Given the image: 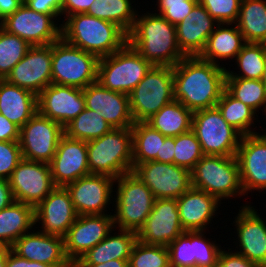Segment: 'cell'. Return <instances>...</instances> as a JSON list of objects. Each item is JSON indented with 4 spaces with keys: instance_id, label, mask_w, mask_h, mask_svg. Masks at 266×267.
<instances>
[{
    "instance_id": "cell-1",
    "label": "cell",
    "mask_w": 266,
    "mask_h": 267,
    "mask_svg": "<svg viewBox=\"0 0 266 267\" xmlns=\"http://www.w3.org/2000/svg\"><path fill=\"white\" fill-rule=\"evenodd\" d=\"M226 68L184 57L173 67L174 99L192 113L215 107L225 89Z\"/></svg>"
},
{
    "instance_id": "cell-2",
    "label": "cell",
    "mask_w": 266,
    "mask_h": 267,
    "mask_svg": "<svg viewBox=\"0 0 266 267\" xmlns=\"http://www.w3.org/2000/svg\"><path fill=\"white\" fill-rule=\"evenodd\" d=\"M128 43L153 66L174 67L185 57L178 47L176 26L156 13L136 15Z\"/></svg>"
},
{
    "instance_id": "cell-3",
    "label": "cell",
    "mask_w": 266,
    "mask_h": 267,
    "mask_svg": "<svg viewBox=\"0 0 266 267\" xmlns=\"http://www.w3.org/2000/svg\"><path fill=\"white\" fill-rule=\"evenodd\" d=\"M65 18L66 22L61 24V38L98 58L113 54L128 42V34L115 23L87 13Z\"/></svg>"
},
{
    "instance_id": "cell-4",
    "label": "cell",
    "mask_w": 266,
    "mask_h": 267,
    "mask_svg": "<svg viewBox=\"0 0 266 267\" xmlns=\"http://www.w3.org/2000/svg\"><path fill=\"white\" fill-rule=\"evenodd\" d=\"M90 174L114 179L133 170L131 128H113L103 136L87 142Z\"/></svg>"
},
{
    "instance_id": "cell-5",
    "label": "cell",
    "mask_w": 266,
    "mask_h": 267,
    "mask_svg": "<svg viewBox=\"0 0 266 267\" xmlns=\"http://www.w3.org/2000/svg\"><path fill=\"white\" fill-rule=\"evenodd\" d=\"M192 187L219 201L245 195L236 156L204 155L191 171Z\"/></svg>"
},
{
    "instance_id": "cell-6",
    "label": "cell",
    "mask_w": 266,
    "mask_h": 267,
    "mask_svg": "<svg viewBox=\"0 0 266 267\" xmlns=\"http://www.w3.org/2000/svg\"><path fill=\"white\" fill-rule=\"evenodd\" d=\"M116 214H113L115 227L119 230L138 232L149 216L156 198L149 187L133 172L115 179Z\"/></svg>"
},
{
    "instance_id": "cell-7",
    "label": "cell",
    "mask_w": 266,
    "mask_h": 267,
    "mask_svg": "<svg viewBox=\"0 0 266 267\" xmlns=\"http://www.w3.org/2000/svg\"><path fill=\"white\" fill-rule=\"evenodd\" d=\"M152 66L127 42L120 50L99 58L97 82L111 91L129 95Z\"/></svg>"
},
{
    "instance_id": "cell-8",
    "label": "cell",
    "mask_w": 266,
    "mask_h": 267,
    "mask_svg": "<svg viewBox=\"0 0 266 267\" xmlns=\"http://www.w3.org/2000/svg\"><path fill=\"white\" fill-rule=\"evenodd\" d=\"M174 100L173 67L152 66L129 94L134 123L146 122Z\"/></svg>"
},
{
    "instance_id": "cell-9",
    "label": "cell",
    "mask_w": 266,
    "mask_h": 267,
    "mask_svg": "<svg viewBox=\"0 0 266 267\" xmlns=\"http://www.w3.org/2000/svg\"><path fill=\"white\" fill-rule=\"evenodd\" d=\"M99 58L62 38L52 43V83L80 89L97 81Z\"/></svg>"
},
{
    "instance_id": "cell-10",
    "label": "cell",
    "mask_w": 266,
    "mask_h": 267,
    "mask_svg": "<svg viewBox=\"0 0 266 267\" xmlns=\"http://www.w3.org/2000/svg\"><path fill=\"white\" fill-rule=\"evenodd\" d=\"M191 130L204 155L236 156L242 135L225 121L216 106L193 112Z\"/></svg>"
},
{
    "instance_id": "cell-11",
    "label": "cell",
    "mask_w": 266,
    "mask_h": 267,
    "mask_svg": "<svg viewBox=\"0 0 266 267\" xmlns=\"http://www.w3.org/2000/svg\"><path fill=\"white\" fill-rule=\"evenodd\" d=\"M63 135L64 128L58 122L37 112L20 128L18 142L22 157L49 164Z\"/></svg>"
},
{
    "instance_id": "cell-12",
    "label": "cell",
    "mask_w": 266,
    "mask_h": 267,
    "mask_svg": "<svg viewBox=\"0 0 266 267\" xmlns=\"http://www.w3.org/2000/svg\"><path fill=\"white\" fill-rule=\"evenodd\" d=\"M58 16L60 15L38 13L23 3L2 20L0 26L31 46L49 45L61 38V25L55 24Z\"/></svg>"
},
{
    "instance_id": "cell-13",
    "label": "cell",
    "mask_w": 266,
    "mask_h": 267,
    "mask_svg": "<svg viewBox=\"0 0 266 267\" xmlns=\"http://www.w3.org/2000/svg\"><path fill=\"white\" fill-rule=\"evenodd\" d=\"M132 172L156 199H177L192 187L191 171L175 164L148 161L135 165Z\"/></svg>"
},
{
    "instance_id": "cell-14",
    "label": "cell",
    "mask_w": 266,
    "mask_h": 267,
    "mask_svg": "<svg viewBox=\"0 0 266 267\" xmlns=\"http://www.w3.org/2000/svg\"><path fill=\"white\" fill-rule=\"evenodd\" d=\"M8 180L14 200L34 207L56 187L48 163L24 158Z\"/></svg>"
},
{
    "instance_id": "cell-15",
    "label": "cell",
    "mask_w": 266,
    "mask_h": 267,
    "mask_svg": "<svg viewBox=\"0 0 266 267\" xmlns=\"http://www.w3.org/2000/svg\"><path fill=\"white\" fill-rule=\"evenodd\" d=\"M115 228L113 215H79L64 236L67 259L75 264L85 253L101 242Z\"/></svg>"
},
{
    "instance_id": "cell-16",
    "label": "cell",
    "mask_w": 266,
    "mask_h": 267,
    "mask_svg": "<svg viewBox=\"0 0 266 267\" xmlns=\"http://www.w3.org/2000/svg\"><path fill=\"white\" fill-rule=\"evenodd\" d=\"M6 80L38 96L52 83V44L31 46Z\"/></svg>"
},
{
    "instance_id": "cell-17",
    "label": "cell",
    "mask_w": 266,
    "mask_h": 267,
    "mask_svg": "<svg viewBox=\"0 0 266 267\" xmlns=\"http://www.w3.org/2000/svg\"><path fill=\"white\" fill-rule=\"evenodd\" d=\"M183 232L177 199H156L152 211L137 232V240L167 247Z\"/></svg>"
},
{
    "instance_id": "cell-18",
    "label": "cell",
    "mask_w": 266,
    "mask_h": 267,
    "mask_svg": "<svg viewBox=\"0 0 266 267\" xmlns=\"http://www.w3.org/2000/svg\"><path fill=\"white\" fill-rule=\"evenodd\" d=\"M204 231H184L168 246L170 267H217L221 246L204 236Z\"/></svg>"
},
{
    "instance_id": "cell-19",
    "label": "cell",
    "mask_w": 266,
    "mask_h": 267,
    "mask_svg": "<svg viewBox=\"0 0 266 267\" xmlns=\"http://www.w3.org/2000/svg\"><path fill=\"white\" fill-rule=\"evenodd\" d=\"M115 179L101 174H89L65 186L79 215L107 214ZM109 202V203H108Z\"/></svg>"
},
{
    "instance_id": "cell-20",
    "label": "cell",
    "mask_w": 266,
    "mask_h": 267,
    "mask_svg": "<svg viewBox=\"0 0 266 267\" xmlns=\"http://www.w3.org/2000/svg\"><path fill=\"white\" fill-rule=\"evenodd\" d=\"M236 158L244 194L252 190H266V135L241 137Z\"/></svg>"
},
{
    "instance_id": "cell-21",
    "label": "cell",
    "mask_w": 266,
    "mask_h": 267,
    "mask_svg": "<svg viewBox=\"0 0 266 267\" xmlns=\"http://www.w3.org/2000/svg\"><path fill=\"white\" fill-rule=\"evenodd\" d=\"M38 113L63 128L85 109L83 89L49 84L37 96Z\"/></svg>"
},
{
    "instance_id": "cell-22",
    "label": "cell",
    "mask_w": 266,
    "mask_h": 267,
    "mask_svg": "<svg viewBox=\"0 0 266 267\" xmlns=\"http://www.w3.org/2000/svg\"><path fill=\"white\" fill-rule=\"evenodd\" d=\"M49 165L56 187H65L89 175L87 142L69 138L64 134Z\"/></svg>"
},
{
    "instance_id": "cell-23",
    "label": "cell",
    "mask_w": 266,
    "mask_h": 267,
    "mask_svg": "<svg viewBox=\"0 0 266 267\" xmlns=\"http://www.w3.org/2000/svg\"><path fill=\"white\" fill-rule=\"evenodd\" d=\"M83 95L85 108L101 114L112 128H131L133 126L129 95L111 91L97 81L84 88Z\"/></svg>"
},
{
    "instance_id": "cell-24",
    "label": "cell",
    "mask_w": 266,
    "mask_h": 267,
    "mask_svg": "<svg viewBox=\"0 0 266 267\" xmlns=\"http://www.w3.org/2000/svg\"><path fill=\"white\" fill-rule=\"evenodd\" d=\"M78 214L65 187H55L35 207V223H42V233L64 237ZM42 221V222H39Z\"/></svg>"
},
{
    "instance_id": "cell-25",
    "label": "cell",
    "mask_w": 266,
    "mask_h": 267,
    "mask_svg": "<svg viewBox=\"0 0 266 267\" xmlns=\"http://www.w3.org/2000/svg\"><path fill=\"white\" fill-rule=\"evenodd\" d=\"M11 250L24 259L54 267H67L71 264L65 255L64 237L41 231L25 233L13 243Z\"/></svg>"
},
{
    "instance_id": "cell-26",
    "label": "cell",
    "mask_w": 266,
    "mask_h": 267,
    "mask_svg": "<svg viewBox=\"0 0 266 267\" xmlns=\"http://www.w3.org/2000/svg\"><path fill=\"white\" fill-rule=\"evenodd\" d=\"M250 206H242L234 220L240 246L238 253L266 267V221Z\"/></svg>"
},
{
    "instance_id": "cell-27",
    "label": "cell",
    "mask_w": 266,
    "mask_h": 267,
    "mask_svg": "<svg viewBox=\"0 0 266 267\" xmlns=\"http://www.w3.org/2000/svg\"><path fill=\"white\" fill-rule=\"evenodd\" d=\"M217 25L218 22L198 2L192 11L176 25V39L182 54L185 57L200 56L208 37Z\"/></svg>"
},
{
    "instance_id": "cell-28",
    "label": "cell",
    "mask_w": 266,
    "mask_h": 267,
    "mask_svg": "<svg viewBox=\"0 0 266 267\" xmlns=\"http://www.w3.org/2000/svg\"><path fill=\"white\" fill-rule=\"evenodd\" d=\"M180 223L184 231H204L220 205V201L205 191L191 187L177 198Z\"/></svg>"
},
{
    "instance_id": "cell-29",
    "label": "cell",
    "mask_w": 266,
    "mask_h": 267,
    "mask_svg": "<svg viewBox=\"0 0 266 267\" xmlns=\"http://www.w3.org/2000/svg\"><path fill=\"white\" fill-rule=\"evenodd\" d=\"M38 112L37 95L0 79V113L21 128Z\"/></svg>"
},
{
    "instance_id": "cell-30",
    "label": "cell",
    "mask_w": 266,
    "mask_h": 267,
    "mask_svg": "<svg viewBox=\"0 0 266 267\" xmlns=\"http://www.w3.org/2000/svg\"><path fill=\"white\" fill-rule=\"evenodd\" d=\"M110 233L101 242L85 253L75 264H102L110 260H129L132 248L137 241V232L119 230Z\"/></svg>"
},
{
    "instance_id": "cell-31",
    "label": "cell",
    "mask_w": 266,
    "mask_h": 267,
    "mask_svg": "<svg viewBox=\"0 0 266 267\" xmlns=\"http://www.w3.org/2000/svg\"><path fill=\"white\" fill-rule=\"evenodd\" d=\"M228 25L232 24L223 23L216 26V30L208 37L206 46L199 56L201 59L220 65L217 63L218 59L236 58L246 41L237 24L233 28H229Z\"/></svg>"
},
{
    "instance_id": "cell-32",
    "label": "cell",
    "mask_w": 266,
    "mask_h": 267,
    "mask_svg": "<svg viewBox=\"0 0 266 267\" xmlns=\"http://www.w3.org/2000/svg\"><path fill=\"white\" fill-rule=\"evenodd\" d=\"M35 224V207L14 201L0 210V243L12 246L22 235L31 232Z\"/></svg>"
},
{
    "instance_id": "cell-33",
    "label": "cell",
    "mask_w": 266,
    "mask_h": 267,
    "mask_svg": "<svg viewBox=\"0 0 266 267\" xmlns=\"http://www.w3.org/2000/svg\"><path fill=\"white\" fill-rule=\"evenodd\" d=\"M193 113L179 101L163 106L146 121L166 137H176L191 130Z\"/></svg>"
},
{
    "instance_id": "cell-34",
    "label": "cell",
    "mask_w": 266,
    "mask_h": 267,
    "mask_svg": "<svg viewBox=\"0 0 266 267\" xmlns=\"http://www.w3.org/2000/svg\"><path fill=\"white\" fill-rule=\"evenodd\" d=\"M236 24L246 43L266 44V0H242Z\"/></svg>"
},
{
    "instance_id": "cell-35",
    "label": "cell",
    "mask_w": 266,
    "mask_h": 267,
    "mask_svg": "<svg viewBox=\"0 0 266 267\" xmlns=\"http://www.w3.org/2000/svg\"><path fill=\"white\" fill-rule=\"evenodd\" d=\"M131 130L133 167L140 163L154 161L157 156H161V148L166 136L146 122L134 123Z\"/></svg>"
},
{
    "instance_id": "cell-36",
    "label": "cell",
    "mask_w": 266,
    "mask_h": 267,
    "mask_svg": "<svg viewBox=\"0 0 266 267\" xmlns=\"http://www.w3.org/2000/svg\"><path fill=\"white\" fill-rule=\"evenodd\" d=\"M131 0H94L88 15L117 24L127 34L133 28L137 11H134Z\"/></svg>"
},
{
    "instance_id": "cell-37",
    "label": "cell",
    "mask_w": 266,
    "mask_h": 267,
    "mask_svg": "<svg viewBox=\"0 0 266 267\" xmlns=\"http://www.w3.org/2000/svg\"><path fill=\"white\" fill-rule=\"evenodd\" d=\"M225 121L236 129L242 136L256 134L252 131L254 117L257 114L249 106L234 98L226 89L221 94L216 104ZM251 127V128H250Z\"/></svg>"
},
{
    "instance_id": "cell-38",
    "label": "cell",
    "mask_w": 266,
    "mask_h": 267,
    "mask_svg": "<svg viewBox=\"0 0 266 267\" xmlns=\"http://www.w3.org/2000/svg\"><path fill=\"white\" fill-rule=\"evenodd\" d=\"M112 129L101 114L85 108L64 127V134L69 138L88 142L103 136Z\"/></svg>"
},
{
    "instance_id": "cell-39",
    "label": "cell",
    "mask_w": 266,
    "mask_h": 267,
    "mask_svg": "<svg viewBox=\"0 0 266 267\" xmlns=\"http://www.w3.org/2000/svg\"><path fill=\"white\" fill-rule=\"evenodd\" d=\"M235 60L238 68L240 67L239 74L227 70L225 78L261 80L266 64V44L246 43Z\"/></svg>"
},
{
    "instance_id": "cell-40",
    "label": "cell",
    "mask_w": 266,
    "mask_h": 267,
    "mask_svg": "<svg viewBox=\"0 0 266 267\" xmlns=\"http://www.w3.org/2000/svg\"><path fill=\"white\" fill-rule=\"evenodd\" d=\"M225 89L255 112L266 105V88L262 80L225 78Z\"/></svg>"
},
{
    "instance_id": "cell-41",
    "label": "cell",
    "mask_w": 266,
    "mask_h": 267,
    "mask_svg": "<svg viewBox=\"0 0 266 267\" xmlns=\"http://www.w3.org/2000/svg\"><path fill=\"white\" fill-rule=\"evenodd\" d=\"M30 47L27 41L8 33L0 26V79H6Z\"/></svg>"
},
{
    "instance_id": "cell-42",
    "label": "cell",
    "mask_w": 266,
    "mask_h": 267,
    "mask_svg": "<svg viewBox=\"0 0 266 267\" xmlns=\"http://www.w3.org/2000/svg\"><path fill=\"white\" fill-rule=\"evenodd\" d=\"M129 267H170L166 246L149 245L137 240L128 260Z\"/></svg>"
},
{
    "instance_id": "cell-43",
    "label": "cell",
    "mask_w": 266,
    "mask_h": 267,
    "mask_svg": "<svg viewBox=\"0 0 266 267\" xmlns=\"http://www.w3.org/2000/svg\"><path fill=\"white\" fill-rule=\"evenodd\" d=\"M203 156L201 145L192 130L175 137V165L192 171Z\"/></svg>"
},
{
    "instance_id": "cell-44",
    "label": "cell",
    "mask_w": 266,
    "mask_h": 267,
    "mask_svg": "<svg viewBox=\"0 0 266 267\" xmlns=\"http://www.w3.org/2000/svg\"><path fill=\"white\" fill-rule=\"evenodd\" d=\"M242 0H198L218 24H236Z\"/></svg>"
},
{
    "instance_id": "cell-45",
    "label": "cell",
    "mask_w": 266,
    "mask_h": 267,
    "mask_svg": "<svg viewBox=\"0 0 266 267\" xmlns=\"http://www.w3.org/2000/svg\"><path fill=\"white\" fill-rule=\"evenodd\" d=\"M159 14L171 24L180 23L198 3V0H158Z\"/></svg>"
},
{
    "instance_id": "cell-46",
    "label": "cell",
    "mask_w": 266,
    "mask_h": 267,
    "mask_svg": "<svg viewBox=\"0 0 266 267\" xmlns=\"http://www.w3.org/2000/svg\"><path fill=\"white\" fill-rule=\"evenodd\" d=\"M22 159L18 141H0V178L8 180Z\"/></svg>"
},
{
    "instance_id": "cell-47",
    "label": "cell",
    "mask_w": 266,
    "mask_h": 267,
    "mask_svg": "<svg viewBox=\"0 0 266 267\" xmlns=\"http://www.w3.org/2000/svg\"><path fill=\"white\" fill-rule=\"evenodd\" d=\"M217 267H260L258 264L249 261L246 257L239 254L238 251L235 253L225 252L224 250L220 251L218 260H217Z\"/></svg>"
},
{
    "instance_id": "cell-48",
    "label": "cell",
    "mask_w": 266,
    "mask_h": 267,
    "mask_svg": "<svg viewBox=\"0 0 266 267\" xmlns=\"http://www.w3.org/2000/svg\"><path fill=\"white\" fill-rule=\"evenodd\" d=\"M62 0H24L31 10L43 14H59L61 16Z\"/></svg>"
},
{
    "instance_id": "cell-49",
    "label": "cell",
    "mask_w": 266,
    "mask_h": 267,
    "mask_svg": "<svg viewBox=\"0 0 266 267\" xmlns=\"http://www.w3.org/2000/svg\"><path fill=\"white\" fill-rule=\"evenodd\" d=\"M94 0H62L61 15L70 16L79 13H87Z\"/></svg>"
},
{
    "instance_id": "cell-50",
    "label": "cell",
    "mask_w": 266,
    "mask_h": 267,
    "mask_svg": "<svg viewBox=\"0 0 266 267\" xmlns=\"http://www.w3.org/2000/svg\"><path fill=\"white\" fill-rule=\"evenodd\" d=\"M20 128L0 113V141H19Z\"/></svg>"
},
{
    "instance_id": "cell-51",
    "label": "cell",
    "mask_w": 266,
    "mask_h": 267,
    "mask_svg": "<svg viewBox=\"0 0 266 267\" xmlns=\"http://www.w3.org/2000/svg\"><path fill=\"white\" fill-rule=\"evenodd\" d=\"M6 267H54V266L42 262L30 261L28 259H24L11 250L6 259Z\"/></svg>"
},
{
    "instance_id": "cell-52",
    "label": "cell",
    "mask_w": 266,
    "mask_h": 267,
    "mask_svg": "<svg viewBox=\"0 0 266 267\" xmlns=\"http://www.w3.org/2000/svg\"><path fill=\"white\" fill-rule=\"evenodd\" d=\"M175 137H166L161 148V156H157L154 161L174 164Z\"/></svg>"
},
{
    "instance_id": "cell-53",
    "label": "cell",
    "mask_w": 266,
    "mask_h": 267,
    "mask_svg": "<svg viewBox=\"0 0 266 267\" xmlns=\"http://www.w3.org/2000/svg\"><path fill=\"white\" fill-rule=\"evenodd\" d=\"M14 201L9 180L0 178V210L7 208Z\"/></svg>"
},
{
    "instance_id": "cell-54",
    "label": "cell",
    "mask_w": 266,
    "mask_h": 267,
    "mask_svg": "<svg viewBox=\"0 0 266 267\" xmlns=\"http://www.w3.org/2000/svg\"><path fill=\"white\" fill-rule=\"evenodd\" d=\"M24 0H0V22L17 10Z\"/></svg>"
},
{
    "instance_id": "cell-55",
    "label": "cell",
    "mask_w": 266,
    "mask_h": 267,
    "mask_svg": "<svg viewBox=\"0 0 266 267\" xmlns=\"http://www.w3.org/2000/svg\"><path fill=\"white\" fill-rule=\"evenodd\" d=\"M75 267H129L128 260H110L102 264H75Z\"/></svg>"
},
{
    "instance_id": "cell-56",
    "label": "cell",
    "mask_w": 266,
    "mask_h": 267,
    "mask_svg": "<svg viewBox=\"0 0 266 267\" xmlns=\"http://www.w3.org/2000/svg\"><path fill=\"white\" fill-rule=\"evenodd\" d=\"M11 251V246L0 243V267H6V259Z\"/></svg>"
},
{
    "instance_id": "cell-57",
    "label": "cell",
    "mask_w": 266,
    "mask_h": 267,
    "mask_svg": "<svg viewBox=\"0 0 266 267\" xmlns=\"http://www.w3.org/2000/svg\"><path fill=\"white\" fill-rule=\"evenodd\" d=\"M261 80H262V82H263V84L265 85V88H266V64H265V69H264V72H263Z\"/></svg>"
},
{
    "instance_id": "cell-58",
    "label": "cell",
    "mask_w": 266,
    "mask_h": 267,
    "mask_svg": "<svg viewBox=\"0 0 266 267\" xmlns=\"http://www.w3.org/2000/svg\"><path fill=\"white\" fill-rule=\"evenodd\" d=\"M67 267H75V264L71 263L69 266Z\"/></svg>"
},
{
    "instance_id": "cell-59",
    "label": "cell",
    "mask_w": 266,
    "mask_h": 267,
    "mask_svg": "<svg viewBox=\"0 0 266 267\" xmlns=\"http://www.w3.org/2000/svg\"><path fill=\"white\" fill-rule=\"evenodd\" d=\"M264 112H265V115H266V105H265V108H264ZM263 135H266V133L264 132Z\"/></svg>"
}]
</instances>
